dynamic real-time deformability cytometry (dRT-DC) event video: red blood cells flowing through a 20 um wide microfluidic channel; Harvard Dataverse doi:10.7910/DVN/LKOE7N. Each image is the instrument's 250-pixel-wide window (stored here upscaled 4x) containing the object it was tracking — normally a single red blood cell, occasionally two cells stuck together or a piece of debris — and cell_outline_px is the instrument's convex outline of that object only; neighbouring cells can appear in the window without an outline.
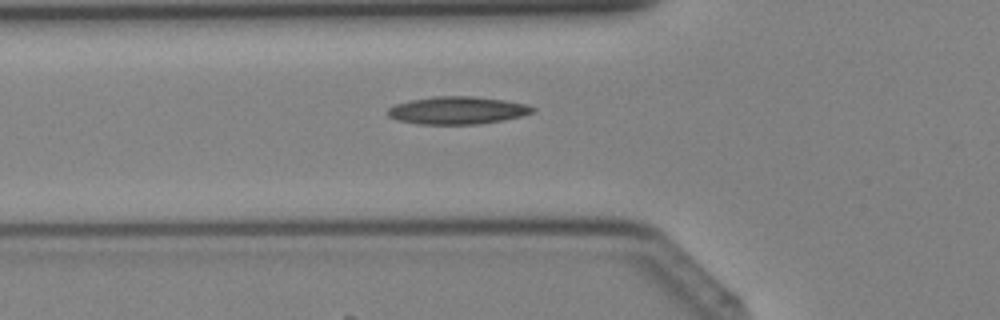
{"species": "Egyptian fruit bat (a non-hibernating species)", "species_latin": "Rousettus aegyptiacus", "temperature_condition": "cold", "stored_images_in_passage": 26, "camera_frame_rate_fps": 3000, "um_per_image_px": 0.085, "animal": {"sex": "female"}, "frame": {"image": 1, "passage_image": 3, "time_ms": 0.667, "image_size_px": [1000, 320], "cell_outline_px": [[536, 108], [532, 112], [520, 116], [504, 120], [480, 124], [416, 124], [400, 120], [388, 116], [388, 108], [396, 104], [408, 100], [436, 96], [472, 96], [504, 100], [528, 104]], "centroid_in_image_um": [38.88, 9.38], "position_along_channel_um": 86.9, "area_um2": 23.29}}
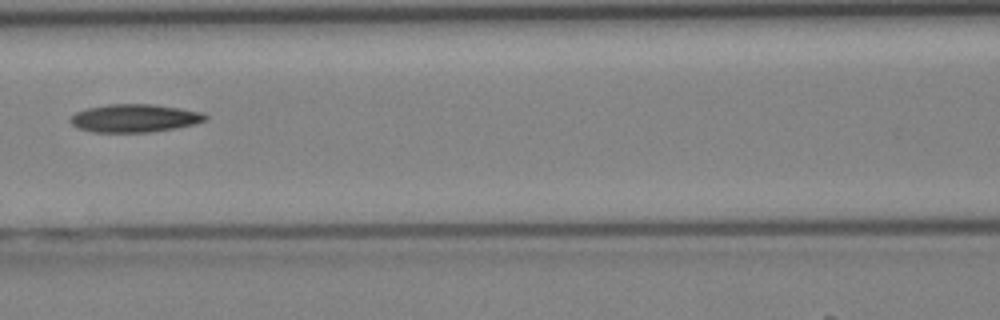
{"frame": {"image": 2, "passage_image": 7, "time_ms": 2.0, "image_size_px": [1000, 320], "cell_outline_px": [[208, 116], [204, 120], [196, 124], [176, 128], [148, 132], [92, 132], [80, 128], [72, 124], [72, 116], [76, 112], [88, 108], [108, 104], [152, 104], [180, 108], [200, 112]], "centroid_in_image_um": [11.46, 10.04], "position_along_channel_um": 155.1, "area_um2": 21.79}}
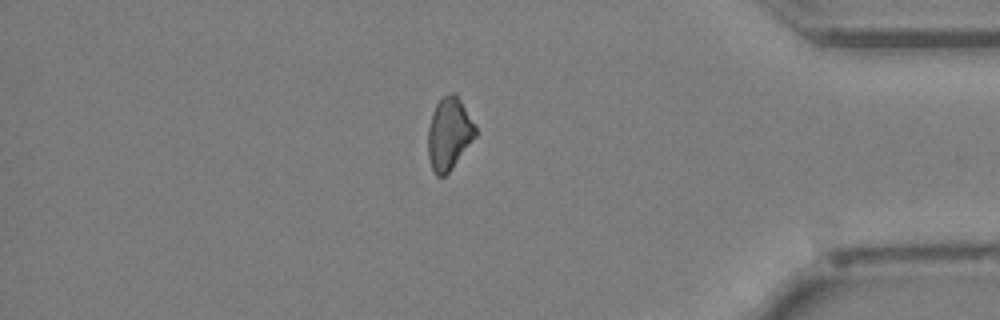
{"frame": {"image": 3, "passage_image": 23, "time_ms": 7.333, "image_size_px": [1000, 320], "cell_outline_px": [[476, 136], [452, 168], [444, 176], [436, 176], [432, 172], [428, 156], [428, 128], [432, 112], [436, 104], [444, 96], [452, 92], [460, 100], [476, 124]], "centroid_in_image_um": [38.16, 11.39], "position_along_channel_um": 397.0, "area_um2": 19.94}}